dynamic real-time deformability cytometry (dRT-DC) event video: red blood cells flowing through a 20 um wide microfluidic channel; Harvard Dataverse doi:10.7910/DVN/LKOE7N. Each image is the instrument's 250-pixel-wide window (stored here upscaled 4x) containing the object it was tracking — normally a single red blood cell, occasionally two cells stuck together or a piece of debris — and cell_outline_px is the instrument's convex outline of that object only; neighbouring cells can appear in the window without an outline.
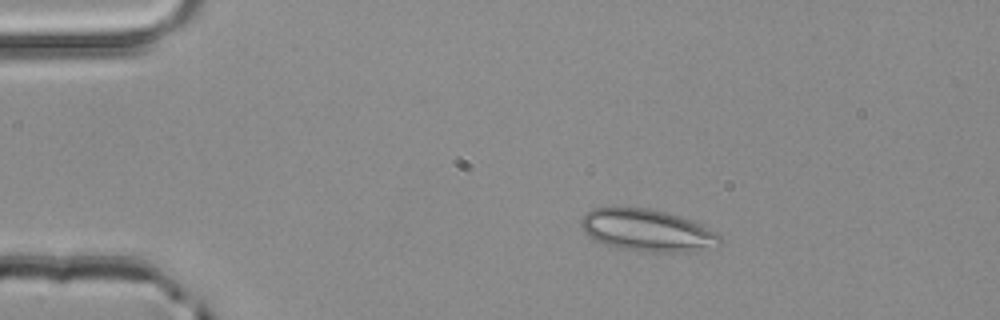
{"species": "common noctule bat (a hibernating species)", "species_latin": "Nyctalus noctula", "temperature_condition": "room temperature", "stored_images_in_passage": 2, "camera_frame_rate_fps": 3000, "um_per_image_px": 0.085, "animal": {"sex": "male", "body_mass_g": 20.4}, "frame": {"image": 1, "passage_image": 1, "time_ms": 0.0, "image_size_px": [1000, 320], "cell_outline_px": [[720, 240], [708, 248], [696, 252], [656, 252], [616, 248], [604, 244], [588, 236], [584, 232], [580, 224], [580, 220], [592, 208], [612, 204], [648, 208], [680, 216], [692, 220], [716, 232], [720, 236]], "centroid_in_image_um": [54.93, 19.54], "position_along_channel_um": 30.1, "area_um2": 34.56}}